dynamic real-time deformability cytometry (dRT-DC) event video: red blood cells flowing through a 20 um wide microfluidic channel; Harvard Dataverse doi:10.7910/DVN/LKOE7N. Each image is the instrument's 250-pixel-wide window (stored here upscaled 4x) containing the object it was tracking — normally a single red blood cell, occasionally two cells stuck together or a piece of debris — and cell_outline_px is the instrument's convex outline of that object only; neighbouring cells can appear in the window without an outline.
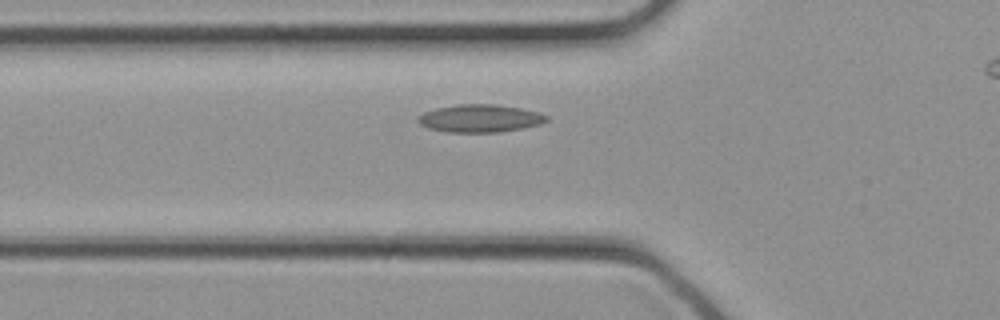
{"species": "common noctule bat (a hibernating species)", "species_latin": "Nyctalus noctula", "temperature_condition": "cold", "stored_images_in_passage": 22, "camera_frame_rate_fps": 3000, "um_per_image_px": 0.085, "animal": {"sex": "female", "body_mass_g": 21.9}, "frame": {"image": 1, "passage_image": 6, "time_ms": 1.667, "image_size_px": [1000, 320], "cell_outline_px": [[548, 120], [540, 124], [524, 128], [500, 132], [444, 132], [428, 128], [420, 124], [416, 120], [416, 116], [424, 112], [436, 108], [456, 104], [496, 104], [520, 108], [540, 112], [548, 116]], "centroid_in_image_um": [40.78, 10.06], "position_along_channel_um": 85.0, "area_um2": 21.04}}
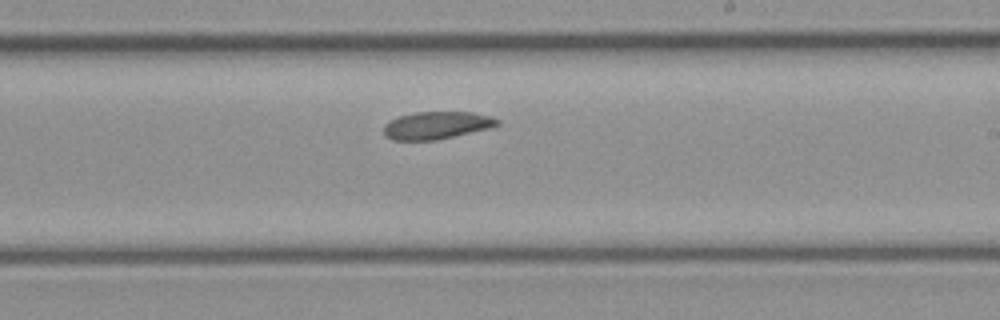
{"frame": {"image": 2, "passage_image": 14, "time_ms": 4.333, "image_size_px": [1000, 320], "cell_outline_px": [[500, 124], [488, 128], [436, 140], [392, 140], [384, 136], [384, 124], [388, 120], [400, 116], [416, 112], [472, 112], [492, 116], [500, 120]], "centroid_in_image_um": [37.09, 10.65], "position_along_channel_um": 251.9, "area_um2": 18.21}}
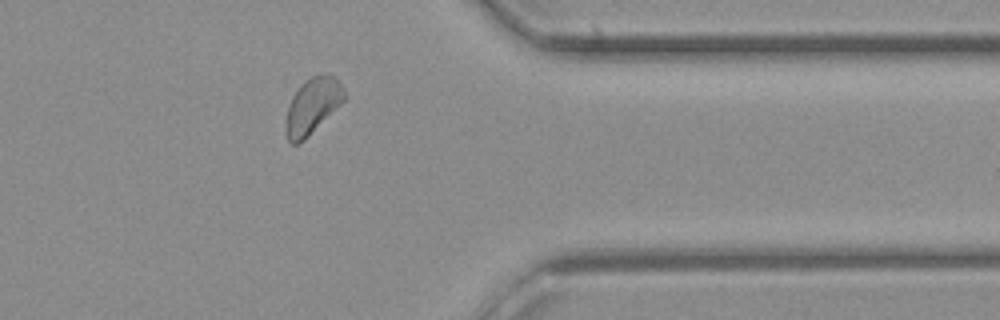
{"frame": {"image": 3, "passage_image": 21, "time_ms": 6.667, "image_size_px": [1000, 320], "cell_outline_px": [[348, 96], [304, 140], [296, 144], [292, 144], [288, 140], [284, 128], [284, 124], [288, 108], [292, 96], [300, 84], [304, 80], [312, 76], [336, 76], [344, 88]], "centroid_in_image_um": [26.55, 9.0], "position_along_channel_um": 384.9, "area_um2": 18.9}}